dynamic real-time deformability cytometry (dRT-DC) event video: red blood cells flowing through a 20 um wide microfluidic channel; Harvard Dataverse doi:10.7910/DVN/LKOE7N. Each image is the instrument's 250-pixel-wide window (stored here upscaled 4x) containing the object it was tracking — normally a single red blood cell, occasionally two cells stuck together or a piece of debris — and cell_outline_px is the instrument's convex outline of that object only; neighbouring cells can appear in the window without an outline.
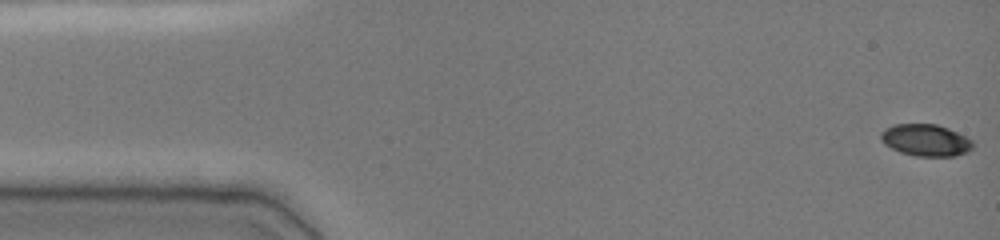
{"species": "common noctule bat (a hibernating species)", "species_latin": "Nyctalus noctula", "temperature_condition": "cold", "stored_images_in_passage": 49, "camera_frame_rate_fps": 3000, "um_per_image_px": 0.085, "animal": {"sex": "female", "body_mass_g": 19.0, "forearm_length_mm": 51.5}, "frame": {"image": 1, "passage_image": 1, "time_ms": 0.0, "image_size_px": [1000, 240], "cell_outline_px": [[972, 148], [964, 152], [952, 156], [916, 156], [900, 152], [884, 144], [880, 140], [880, 132], [884, 128], [892, 124], [936, 124], [948, 128], [972, 140]], "centroid_in_image_um": [78.61, 11.9], "position_along_channel_um": 6.4, "area_um2": 16.99}}
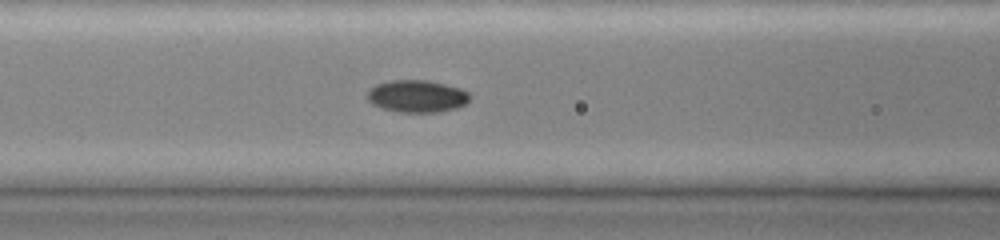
{"frame": {"image": 2, "passage_image": 20, "time_ms": 6.333, "image_size_px": [1000, 240], "cell_outline_px": [[472, 96], [464, 104], [456, 108], [440, 112], [396, 112], [372, 104], [368, 100], [368, 88], [376, 84], [392, 80], [428, 80], [460, 88], [468, 92]], "centroid_in_image_um": [35.44, 8.17], "position_along_channel_um": 131.2, "area_um2": 19.31}}
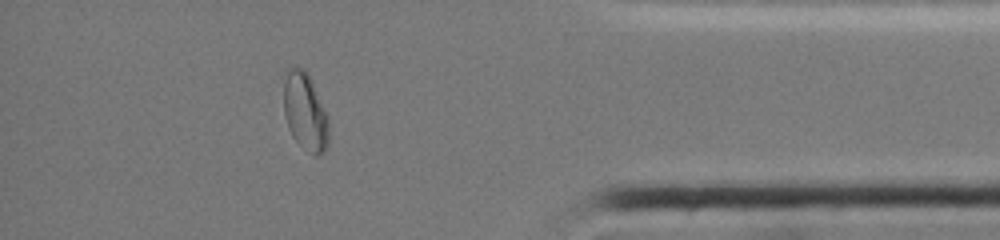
{"frame": {"image": 3, "passage_image": 43, "time_ms": 14.0, "image_size_px": [1000, 240], "cell_outline_px": [[328, 144], [324, 152], [320, 156], [312, 156], [292, 136], [288, 128], [284, 112], [280, 76], [284, 68], [300, 68], [308, 72], [312, 80], [328, 116]], "centroid_in_image_um": [25.88, 9.43], "position_along_channel_um": 409.3, "area_um2": 21.33}, "authors_computed_cell_mechanics": {"area_um2": 18.5538, "velocity_mm_per_s": 3.8945, "shape_relaxation_time_tau1_ms": null, "shape_relaxation_time_tau2_ms": 3.5388, "deformation_change_tau1": null, "deformation_change_tau2": 0.0361}}